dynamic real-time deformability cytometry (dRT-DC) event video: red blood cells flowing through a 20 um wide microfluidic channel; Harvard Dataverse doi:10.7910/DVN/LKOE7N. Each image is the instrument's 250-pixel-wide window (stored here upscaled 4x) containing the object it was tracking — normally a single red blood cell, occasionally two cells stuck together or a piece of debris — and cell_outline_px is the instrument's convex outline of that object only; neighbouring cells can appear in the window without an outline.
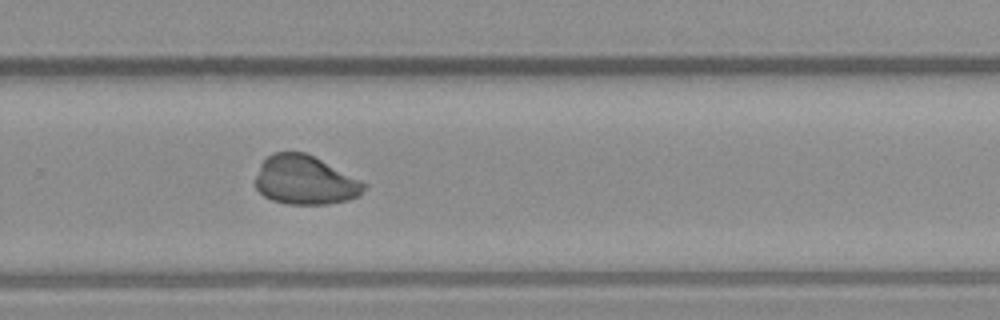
{"species": "common noctule bat (a hibernating species)", "species_latin": "Nyctalus noctula", "temperature_condition": "warm", "stored_images_in_passage": 37, "camera_frame_rate_fps": 3000, "um_per_image_px": 0.085, "animal": {"sex": "male", "body_mass_g": 23.1, "forearm_length_mm": 52.7}, "frame": {"image": 1, "passage_image": 19, "time_ms": 6.0, "image_size_px": [1000, 320], "cell_outline_px": [[368, 184], [360, 196], [348, 200], [328, 204], [284, 204], [272, 200], [264, 196], [256, 188], [256, 176], [260, 164], [272, 152], [304, 152]], "centroid_in_image_um": [25.92, 15.33], "position_along_channel_um": 303.9, "area_um2": 30.81}}